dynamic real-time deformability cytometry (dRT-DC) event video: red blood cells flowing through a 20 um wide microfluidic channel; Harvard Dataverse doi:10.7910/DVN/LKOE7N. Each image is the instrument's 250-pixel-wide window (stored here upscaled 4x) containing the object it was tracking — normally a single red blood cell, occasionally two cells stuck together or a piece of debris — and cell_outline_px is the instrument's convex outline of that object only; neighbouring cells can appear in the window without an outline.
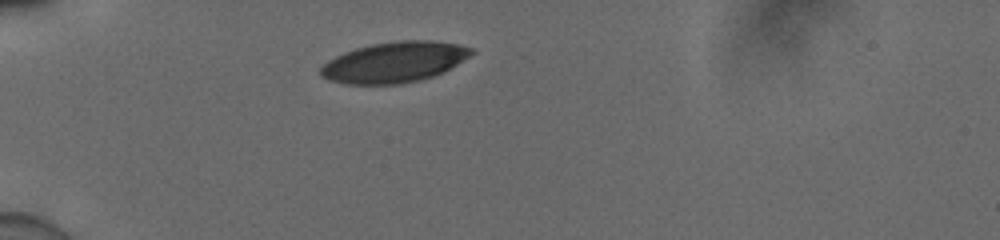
{"species": "human", "species_latin": "Homo sapiens", "temperature_condition": "cold", "stored_images_in_passage": 7, "camera_frame_rate_fps": 3000, "um_per_image_px": 0.085, "donor": {"sex": "male"}, "frame": {"image": 1, "passage_image": 1, "time_ms": 0.0, "image_size_px": [1000, 240], "cell_outline_px": [[476, 52], [444, 72], [420, 80], [400, 84], [344, 84], [328, 80], [320, 76], [320, 68], [328, 60], [344, 52], [356, 48], [372, 44], [396, 40], [428, 40], [460, 44], [472, 48]], "centroid_in_image_um": [33.52, 5.28], "position_along_channel_um": 51.5, "area_um2": 35.84}}
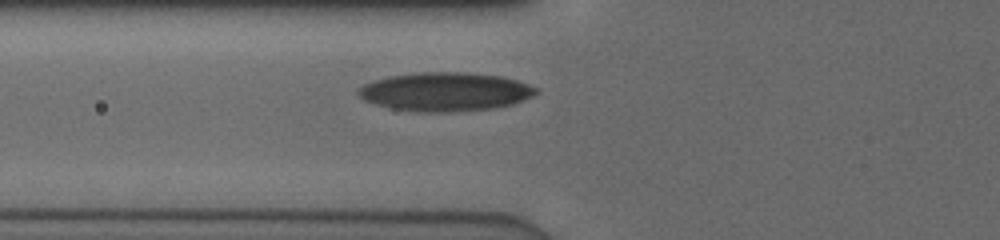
{"frame": {"image": 2, "passage_image": 5, "time_ms": 1.333, "image_size_px": [1000, 240], "cell_outline_px": [[540, 92], [532, 96], [512, 104], [492, 108], [452, 112], [424, 112], [392, 108], [376, 104], [364, 100], [356, 92], [364, 84], [388, 76], [416, 72], [468, 72], [504, 76], [528, 84], [536, 88]], "centroid_in_image_um": [37.86, 7.78], "position_along_channel_um": 87.9, "area_um2": 40.06}}